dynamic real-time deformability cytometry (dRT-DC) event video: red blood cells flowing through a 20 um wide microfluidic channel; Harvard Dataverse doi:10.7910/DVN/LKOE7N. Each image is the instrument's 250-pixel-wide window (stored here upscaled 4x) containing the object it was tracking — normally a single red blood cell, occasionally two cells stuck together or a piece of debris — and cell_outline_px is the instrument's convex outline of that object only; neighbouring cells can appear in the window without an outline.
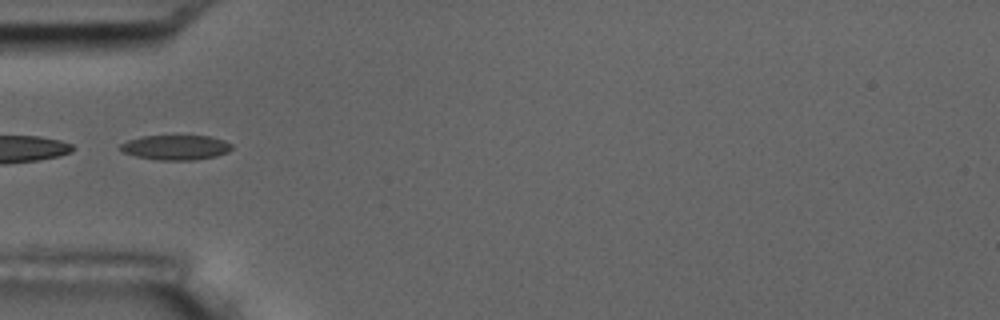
{"species": "common noctule bat (a hibernating species)", "species_latin": "Nyctalus noctula", "temperature_condition": "room temperature", "stored_images_in_passage": 6, "segment_of_instrument_passage": [2, 2], "camera_frame_rate_fps": 3000, "um_per_image_px": 0.085, "animal": {"sex": "male", "body_mass_g": 17.5, "forearm_length_mm": 52.3}, "frame": {"image": 1, "passage_image": 6, "time_ms": 1.667, "image_size_px": [1000, 320], "cell_outline_px": [[232, 148], [228, 152], [216, 156], [192, 160], [156, 160], [136, 156], [124, 152], [120, 148], [120, 144], [128, 140], [140, 136], [212, 136], [224, 140], [232, 144]], "centroid_in_image_um": [14.95, 12.53], "position_along_channel_um": 70.0, "area_um2": 16.13}}